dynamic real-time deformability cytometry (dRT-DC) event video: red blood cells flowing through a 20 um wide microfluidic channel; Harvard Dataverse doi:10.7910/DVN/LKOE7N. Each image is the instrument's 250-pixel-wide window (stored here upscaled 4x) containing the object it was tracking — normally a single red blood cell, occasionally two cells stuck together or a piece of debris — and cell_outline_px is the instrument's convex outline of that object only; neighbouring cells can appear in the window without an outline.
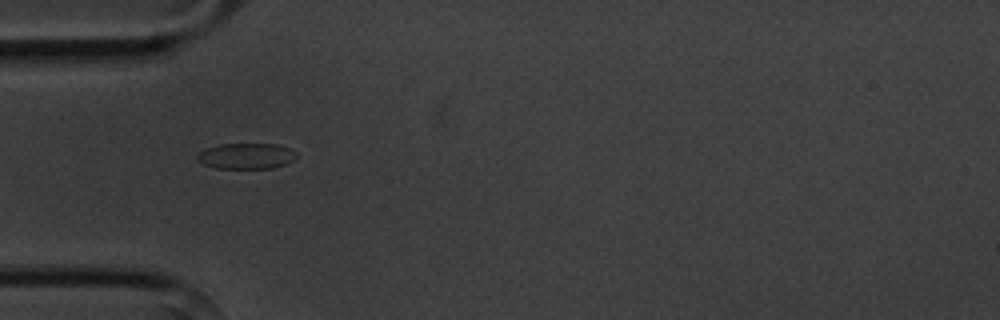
{"species": "common noctule bat (a hibernating species)", "species_latin": "Nyctalus noctula", "temperature_condition": "cold", "stored_images_in_passage": 2, "camera_frame_rate_fps": 3000, "um_per_image_px": 0.085, "animal": {"sex": "male", "body_mass_g": 20.1, "forearm_length_mm": 53.5}, "frame": {"image": 1, "passage_image": 1, "time_ms": 0.0, "image_size_px": [1000, 320], "cell_outline_px": [[300, 156], [284, 164], [272, 168], [216, 168], [204, 164], [196, 160], [196, 156], [204, 148], [220, 144], [276, 144], [288, 148], [296, 152]], "centroid_in_image_um": [20.92, 13.25], "position_along_channel_um": 64.1, "area_um2": 14.91}}
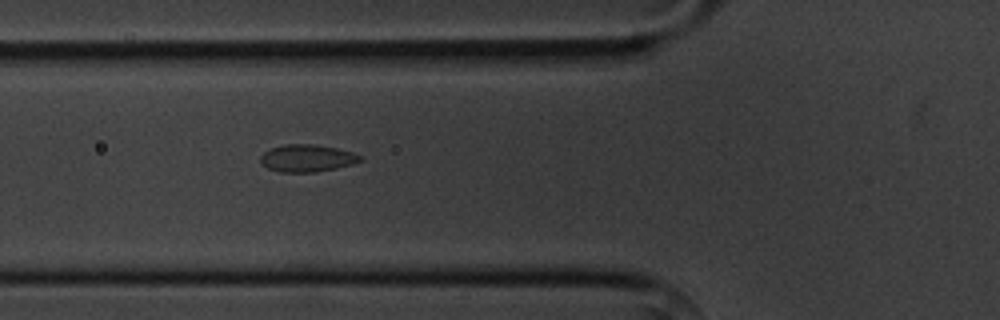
{"frame": {"image": 2, "passage_image": 2, "time_ms": 1.0, "image_size_px": [1000, 320], "cell_outline_px": [[364, 160], [352, 164], [336, 168], [316, 172], [280, 172], [268, 168], [260, 160], [260, 156], [264, 152], [272, 148], [284, 144], [316, 144], [336, 148], [352, 152], [360, 156]], "centroid_in_image_um": [26.11, 13.44], "position_along_channel_um": 99.7, "area_um2": 15.78}}